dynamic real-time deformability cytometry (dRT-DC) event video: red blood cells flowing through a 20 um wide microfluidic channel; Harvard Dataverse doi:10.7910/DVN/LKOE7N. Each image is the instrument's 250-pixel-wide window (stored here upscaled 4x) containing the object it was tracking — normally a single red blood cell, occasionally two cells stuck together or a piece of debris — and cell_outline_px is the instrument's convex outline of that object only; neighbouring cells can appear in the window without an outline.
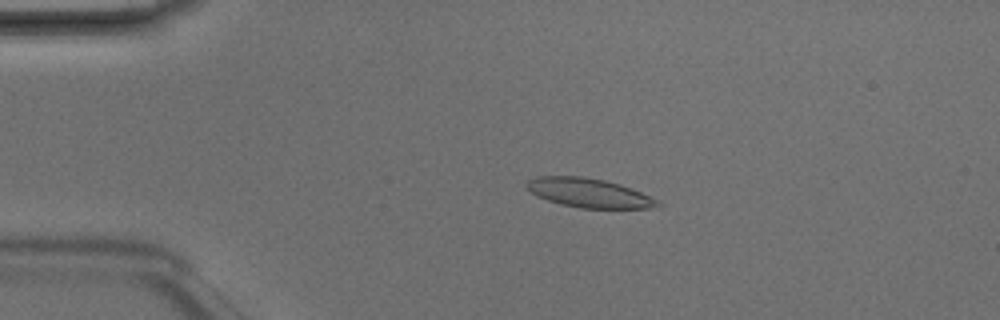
{"species": "Egyptian fruit bat (a non-hibernating species)", "species_latin": "Rousettus aegyptiacus", "temperature_condition": "room temperature", "stored_images_in_passage": 4, "camera_frame_rate_fps": 3000, "um_per_image_px": 0.085, "animal": {"sex": "male"}, "frame": {"image": 1, "passage_image": 3, "time_ms": 0.667, "image_size_px": [1000, 320], "cell_outline_px": [[664, 204], [652, 208], [580, 208], [560, 204], [536, 196], [524, 184], [528, 180], [536, 176], [580, 176], [604, 180], [620, 184], [660, 200]], "centroid_in_image_um": [50.07, 16.4], "position_along_channel_um": 34.9, "area_um2": 22.25}}